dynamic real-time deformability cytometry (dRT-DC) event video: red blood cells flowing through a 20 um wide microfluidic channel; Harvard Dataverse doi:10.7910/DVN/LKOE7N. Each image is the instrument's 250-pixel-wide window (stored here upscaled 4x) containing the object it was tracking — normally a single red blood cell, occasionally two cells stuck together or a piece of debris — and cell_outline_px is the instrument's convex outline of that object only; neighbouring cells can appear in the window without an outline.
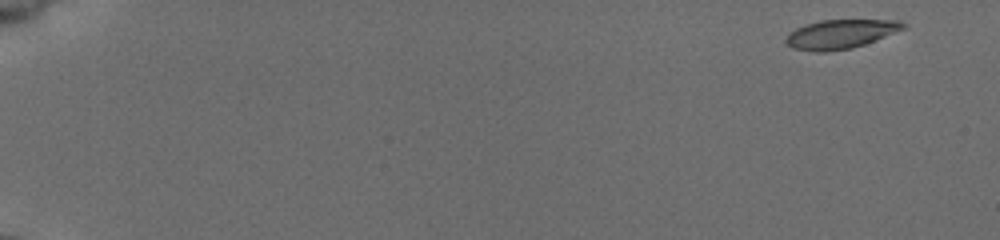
{"species": "common noctule bat (a hibernating species)", "species_latin": "Nyctalus noctula", "temperature_condition": "cold", "stored_images_in_passage": 16, "camera_frame_rate_fps": 3000, "um_per_image_px": 0.085, "animal": {"sex": "female", "body_mass_g": 19.5, "forearm_length_mm": 54.1}, "frame": {"image": 1, "passage_image": 1, "time_ms": 0.0, "image_size_px": [1000, 240], "cell_outline_px": [[908, 28], [864, 44], [852, 48], [824, 52], [816, 52], [792, 48], [784, 40], [788, 32], [804, 24], [820, 20], [900, 20], [908, 24]], "centroid_in_image_um": [71.46, 2.89], "position_along_channel_um": 13.5, "area_um2": 20.11}}
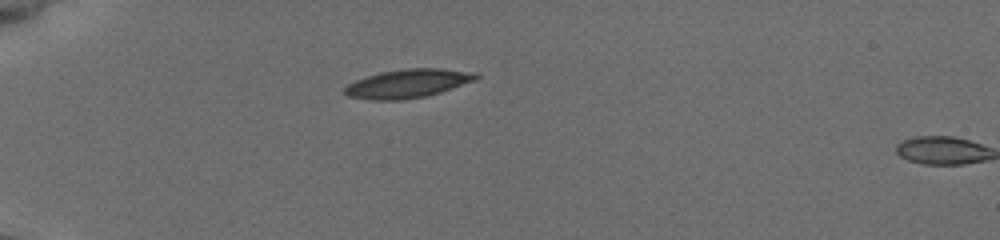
{"frame": {"image": 2, "passage_image": 15, "time_ms": 4.667, "image_size_px": [1000, 240], "cell_outline_px": [[480, 76], [476, 80], [440, 92], [424, 96], [404, 100], [368, 100], [348, 96], [340, 88], [356, 80], [380, 72], [404, 68], [440, 68], [476, 72]], "centroid_in_image_um": [34.64, 7.1], "position_along_channel_um": 50.4, "area_um2": 22.08}}